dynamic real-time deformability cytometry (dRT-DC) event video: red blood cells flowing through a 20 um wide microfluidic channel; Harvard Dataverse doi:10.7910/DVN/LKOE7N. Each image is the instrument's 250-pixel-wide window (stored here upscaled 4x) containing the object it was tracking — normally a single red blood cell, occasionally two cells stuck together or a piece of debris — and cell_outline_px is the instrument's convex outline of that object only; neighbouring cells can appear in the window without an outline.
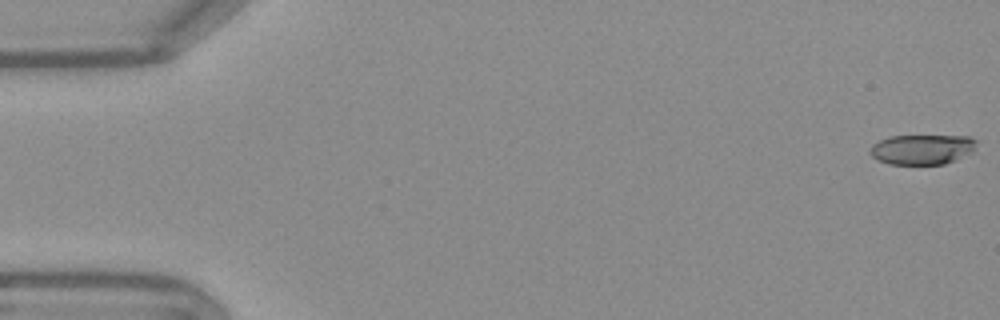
{"species": "Egyptian fruit bat (a non-hibernating species)", "species_latin": "Rousettus aegyptiacus", "temperature_condition": "warm", "stored_images_in_passage": 54, "camera_frame_rate_fps": 3000, "um_per_image_px": 0.085, "frame": {"image": 1, "passage_image": 1, "time_ms": 0.0, "image_size_px": [1000, 320], "cell_outline_px": [[976, 144], [972, 152], [956, 160], [944, 164], [888, 164], [872, 156], [868, 152], [872, 144], [880, 140], [892, 136], [968, 136], [976, 140]], "centroid_in_image_um": [78.38, 12.7], "position_along_channel_um": 6.6, "area_um2": 18.55}}
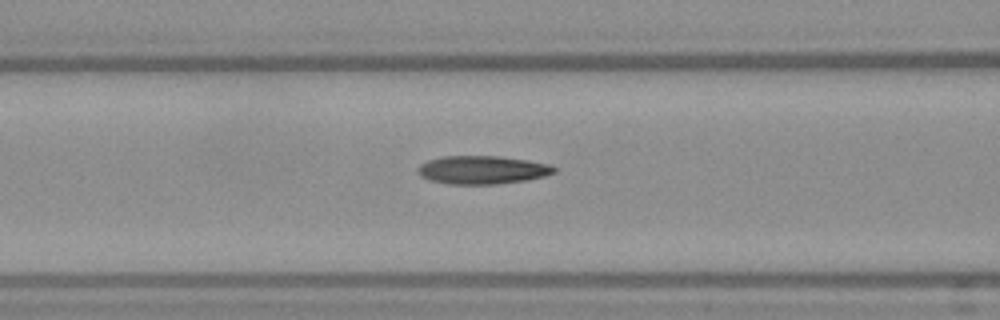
{"frame": {"image": 2, "passage_image": 22, "time_ms": 7.0, "image_size_px": [1000, 320], "cell_outline_px": [[556, 172], [544, 176], [528, 180], [496, 184], [448, 184], [432, 180], [420, 176], [416, 168], [420, 164], [428, 160], [444, 156], [496, 156], [524, 160], [548, 164], [556, 168]], "centroid_in_image_um": [40.97, 14.44], "position_along_channel_um": 125.6, "area_um2": 22.31}}
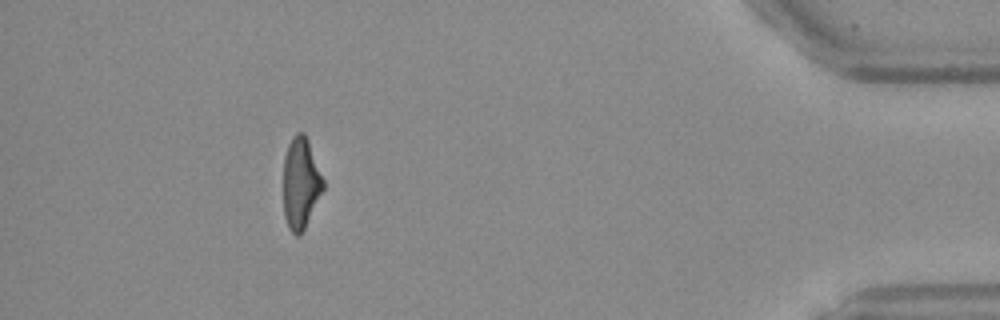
{"frame": {"image": 3, "passage_image": 49, "time_ms": 16.0, "image_size_px": [1000, 320], "cell_outline_px": [[324, 188], [304, 228], [296, 236], [288, 228], [284, 216], [284, 156], [288, 144], [292, 136], [296, 132], [304, 132], [308, 140], [324, 180]], "centroid_in_image_um": [25.55, 15.53], "position_along_channel_um": 409.6, "area_um2": 20.98}, "authors_computed_cell_mechanics": {"area_um2": 21.8484, "velocity_mm_per_s": 3.7954, "shape_relaxation_time_tau1_ms": 5.9036, "shape_relaxation_time_tau2_ms": 2.47, "deformation_change_tau1": 0.2222, "deformation_change_tau2": 0.1304}}